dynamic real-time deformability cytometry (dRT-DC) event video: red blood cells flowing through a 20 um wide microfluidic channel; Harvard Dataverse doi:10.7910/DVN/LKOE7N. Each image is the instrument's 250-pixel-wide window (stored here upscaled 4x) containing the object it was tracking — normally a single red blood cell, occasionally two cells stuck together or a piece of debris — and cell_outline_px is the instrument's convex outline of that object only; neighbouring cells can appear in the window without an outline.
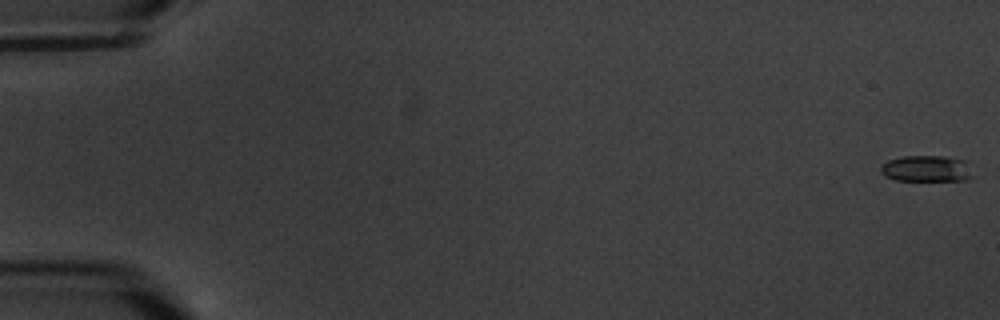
{"species": "common noctule bat (a hibernating species)", "species_latin": "Nyctalus noctula", "temperature_condition": "warm", "stored_images_in_passage": 7, "camera_frame_rate_fps": 3000, "um_per_image_px": 0.085, "animal": {"sex": "male", "body_mass_g": 20.1, "forearm_length_mm": 53.5}, "frame": {"image": 1, "passage_image": 1, "time_ms": 0.0, "image_size_px": [1000, 320], "cell_outline_px": [[976, 176], [972, 180], [896, 180], [884, 176], [880, 172], [880, 168], [888, 160], [904, 156], [944, 156], [964, 160]], "centroid_in_image_um": [78.8, 14.34], "position_along_channel_um": 6.2, "area_um2": 14.22}}
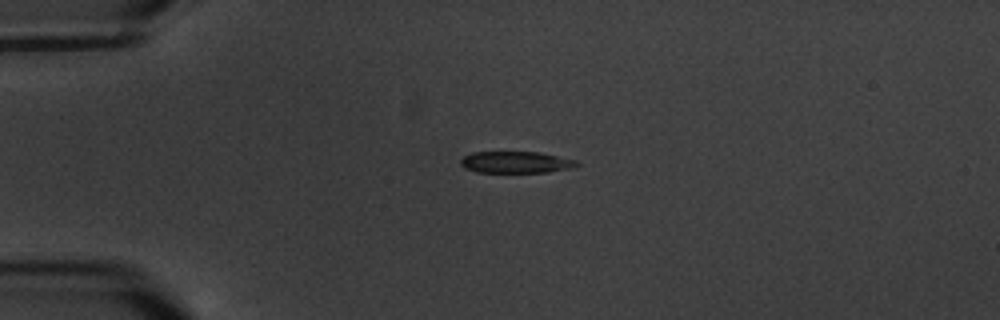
{"frame": {"image": 2, "passage_image": 5, "time_ms": 5.0, "image_size_px": [1000, 320], "cell_outline_px": [[580, 164], [572, 168], [548, 172], [476, 172], [464, 168], [460, 164], [460, 160], [464, 156], [472, 152], [540, 152], [576, 160]], "centroid_in_image_um": [43.84, 13.79], "position_along_channel_um": 41.2, "area_um2": 14.68}}
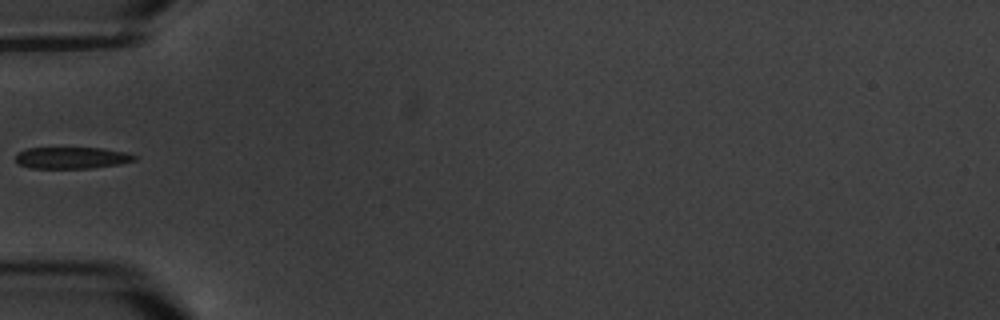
{"frame": {"image": 3, "passage_image": 7, "time_ms": 7.0, "image_size_px": [1000, 320], "cell_outline_px": [[136, 160], [120, 164], [88, 168], [32, 168], [20, 164], [16, 160], [16, 152], [28, 148], [104, 148], [124, 152], [136, 156]], "centroid_in_image_um": [6.1, 13.41], "position_along_channel_um": 78.9, "area_um2": 14.85}}